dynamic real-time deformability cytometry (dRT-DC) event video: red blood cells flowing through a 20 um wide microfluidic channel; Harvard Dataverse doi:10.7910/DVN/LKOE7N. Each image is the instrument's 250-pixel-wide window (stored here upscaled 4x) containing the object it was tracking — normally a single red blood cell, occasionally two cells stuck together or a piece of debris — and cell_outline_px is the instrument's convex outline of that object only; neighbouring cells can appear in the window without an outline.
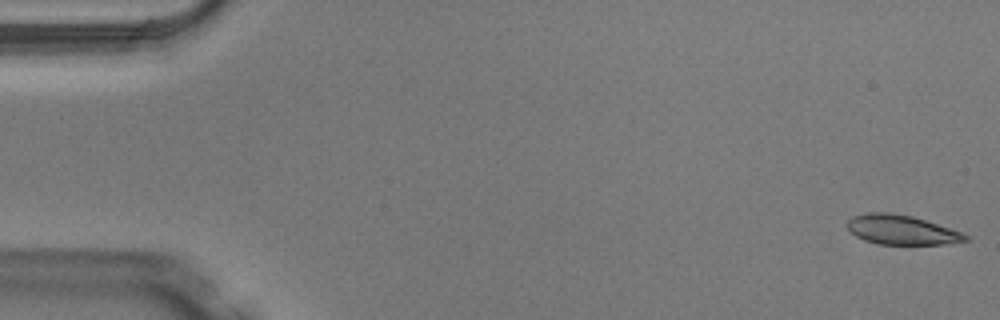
{"species": "Egyptian fruit bat (a non-hibernating species)", "species_latin": "Rousettus aegyptiacus", "temperature_condition": "warm", "stored_images_in_passage": 4, "camera_frame_rate_fps": 3000, "um_per_image_px": 0.085, "animal": {"sex": "male"}, "frame": {"image": 1, "passage_image": 1, "time_ms": 0.0, "image_size_px": [1000, 320], "cell_outline_px": [[972, 240], [944, 244], [880, 244], [864, 240], [856, 236], [848, 228], [848, 220], [852, 216], [868, 212], [888, 212], [912, 216], [960, 232], [968, 236]], "centroid_in_image_um": [76.61, 19.54], "position_along_channel_um": 8.4, "area_um2": 20.06}}
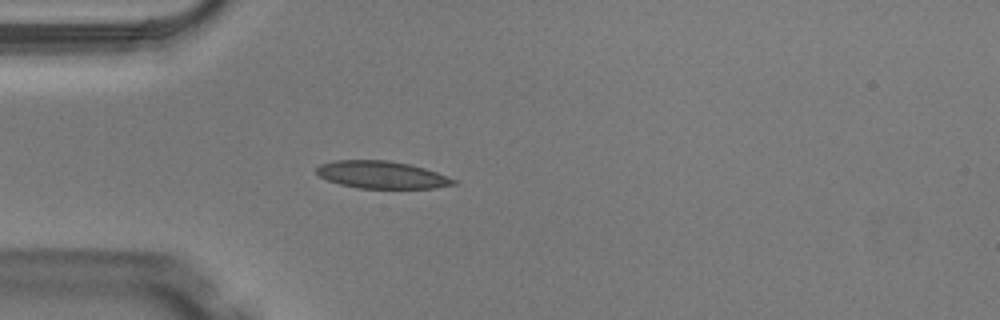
{"frame": {"image": 2, "passage_image": 4, "time_ms": 1.0, "image_size_px": [1000, 320], "cell_outline_px": [[456, 184], [436, 188], [356, 188], [340, 184], [328, 180], [320, 176], [316, 172], [316, 168], [320, 164], [336, 160], [388, 160], [408, 164], [424, 168], [448, 176], [456, 180]], "centroid_in_image_um": [32.44, 14.86], "position_along_channel_um": 52.6, "area_um2": 21.79}}